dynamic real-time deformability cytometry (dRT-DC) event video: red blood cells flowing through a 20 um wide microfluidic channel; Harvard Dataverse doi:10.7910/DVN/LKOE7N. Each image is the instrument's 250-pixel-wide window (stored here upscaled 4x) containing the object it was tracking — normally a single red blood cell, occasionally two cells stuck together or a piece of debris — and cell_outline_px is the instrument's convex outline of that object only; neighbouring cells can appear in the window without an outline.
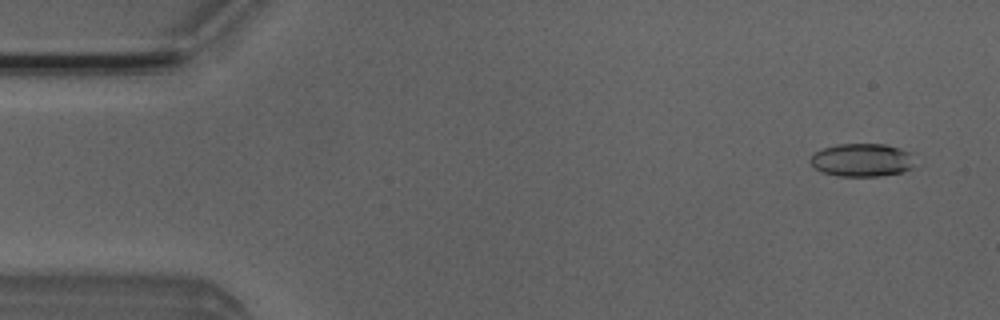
{"species": "Egyptian fruit bat (a non-hibernating species)", "species_latin": "Rousettus aegyptiacus", "temperature_condition": "room temperature", "stored_images_in_passage": 30, "camera_frame_rate_fps": 3000, "um_per_image_px": 0.085, "animal": {"sex": "male"}, "frame": {"image": 1, "passage_image": 1, "time_ms": 0.0, "image_size_px": [1000, 320], "cell_outline_px": [[912, 168], [900, 172], [880, 176], [840, 176], [820, 172], [808, 160], [816, 152], [824, 148], [836, 144], [884, 144], [900, 148], [908, 152], [912, 164]], "centroid_in_image_um": [73.21, 13.6], "position_along_channel_um": 11.8, "area_um2": 19.88}}
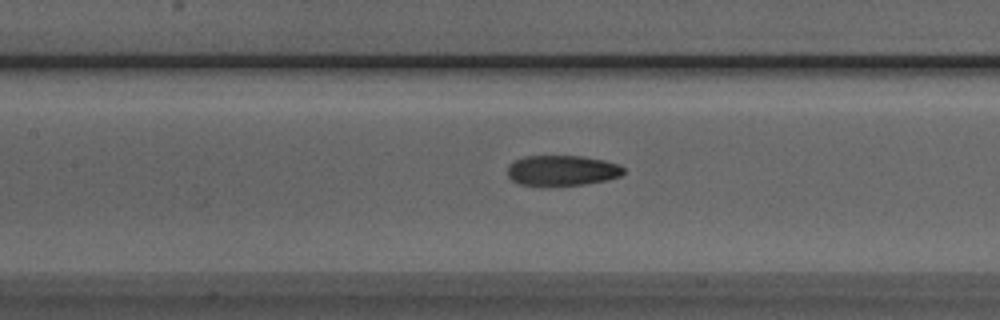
{"frame": {"image": 2, "passage_image": 21, "time_ms": 6.667, "image_size_px": [1000, 320], "cell_outline_px": [[624, 172], [620, 176], [608, 180], [584, 184], [548, 188], [544, 188], [520, 184], [512, 180], [508, 176], [508, 164], [524, 156], [584, 156], [604, 160], [620, 164], [624, 168]], "centroid_in_image_um": [47.76, 14.52], "position_along_channel_um": 159.6, "area_um2": 21.27}}
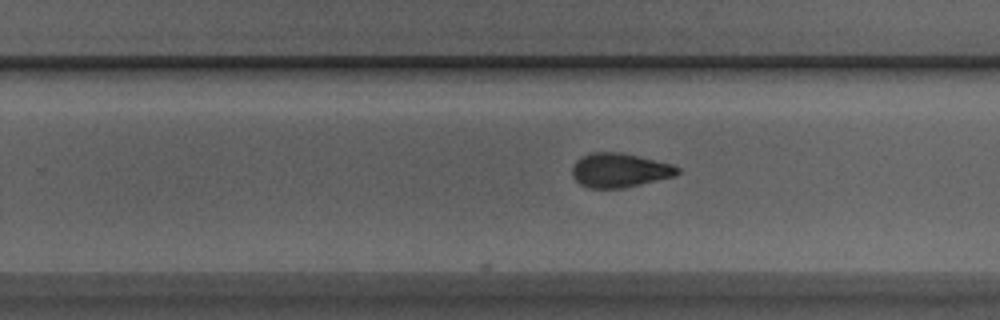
{"frame": {"image": 3, "passage_image": 30, "time_ms": 9.667, "image_size_px": [1000, 320], "cell_outline_px": [[680, 172], [676, 176], [624, 188], [588, 188], [580, 184], [572, 176], [572, 168], [576, 160], [580, 156], [592, 152], [620, 152], [640, 156], [672, 164], [680, 168]], "centroid_in_image_um": [52.67, 14.47], "position_along_channel_um": 277.1, "area_um2": 21.21}}